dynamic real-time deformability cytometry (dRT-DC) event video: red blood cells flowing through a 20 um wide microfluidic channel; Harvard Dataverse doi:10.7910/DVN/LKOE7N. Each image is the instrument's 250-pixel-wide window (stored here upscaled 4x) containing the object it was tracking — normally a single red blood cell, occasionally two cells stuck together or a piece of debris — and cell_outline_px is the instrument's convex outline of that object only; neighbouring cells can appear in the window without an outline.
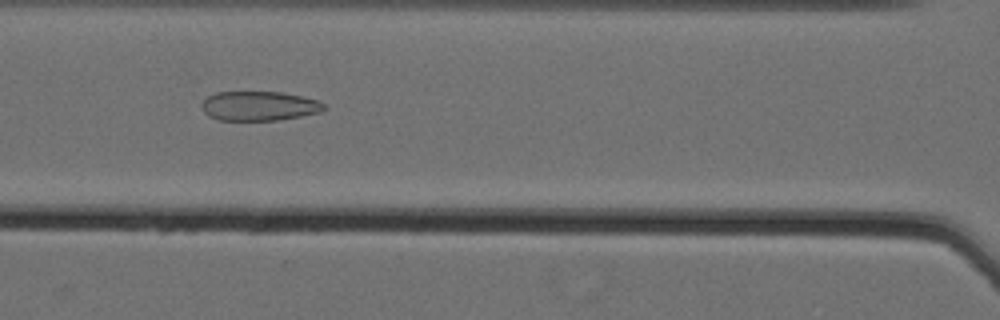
{"species": "Egyptian fruit bat (a non-hibernating species)", "species_latin": "Rousettus aegyptiacus", "temperature_condition": "cold", "stored_images_in_passage": 62, "camera_frame_rate_fps": 3000, "um_per_image_px": 0.085, "animal": {"sex": "female"}, "frame": {"image": 1, "passage_image": 32, "time_ms": 10.333, "image_size_px": [1000, 320], "cell_outline_px": [[328, 108], [320, 112], [300, 116], [276, 120], [216, 120], [208, 116], [200, 108], [200, 104], [208, 96], [216, 92], [280, 92], [300, 96], [316, 100], [328, 104]], "centroid_in_image_um": [22.01, 9.01], "position_along_channel_um": 144.6, "area_um2": 21.1}}
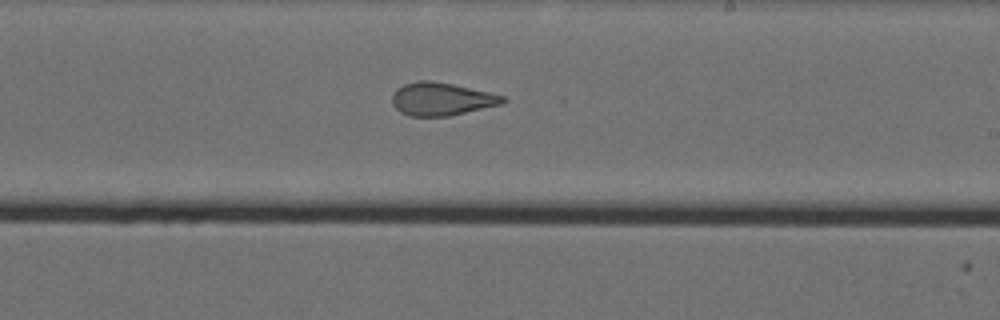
{"frame": {"image": 2, "passage_image": 41, "time_ms": 13.333, "image_size_px": [1000, 320], "cell_outline_px": [[508, 100], [504, 104], [448, 116], [408, 116], [400, 112], [392, 104], [392, 96], [396, 88], [404, 84], [416, 80], [432, 80], [452, 84], [488, 92], [504, 96]], "centroid_in_image_um": [37.52, 8.41], "position_along_channel_um": 251.5, "area_um2": 21.39}}
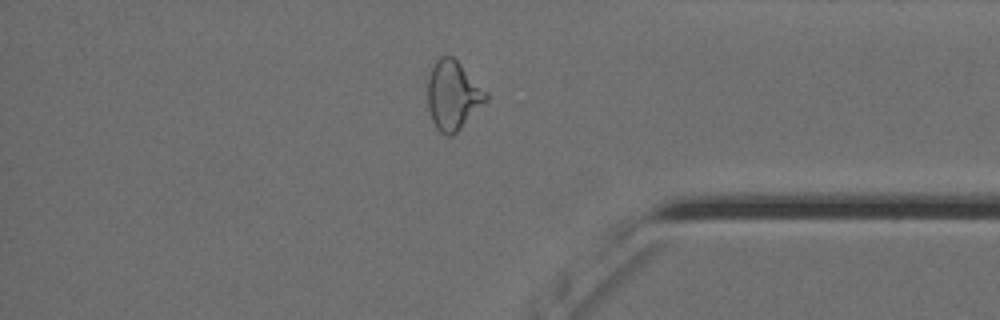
{"frame": {"image": 3, "passage_image": 54, "time_ms": 17.667, "image_size_px": [1000, 320], "cell_outline_px": [[488, 100], [452, 136], [448, 136], [440, 132], [436, 128], [432, 120], [428, 108], [428, 76], [436, 60], [440, 56], [452, 56], [488, 92]], "centroid_in_image_um": [38.5, 8.1], "position_along_channel_um": 396.7, "area_um2": 23.29}, "authors_computed_cell_mechanics": {"area_um2": 25.9811, "velocity_mm_per_s": 3.5659, "shape_relaxation_time_tau1_ms": null, "shape_relaxation_time_tau2_ms": 1.6731, "deformation_change_tau1": null, "deformation_change_tau2": 0.1006}}